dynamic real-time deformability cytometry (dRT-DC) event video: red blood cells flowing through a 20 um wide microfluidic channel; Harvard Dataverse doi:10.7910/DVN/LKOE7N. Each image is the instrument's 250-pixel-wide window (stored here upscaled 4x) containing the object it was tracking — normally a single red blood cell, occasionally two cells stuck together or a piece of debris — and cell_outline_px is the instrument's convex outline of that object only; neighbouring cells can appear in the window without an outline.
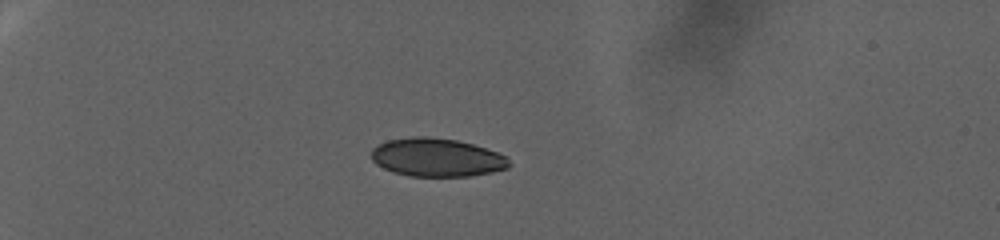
{"species": "human", "species_latin": "Homo sapiens", "temperature_condition": "warm", "stored_images_in_passage": 69, "camera_frame_rate_fps": 3000, "um_per_image_px": 0.085, "donor": {"sex": "female"}, "frame": {"image": 1, "passage_image": 1, "time_ms": 0.0, "image_size_px": [1000, 240], "cell_outline_px": [[512, 164], [508, 168], [492, 172], [472, 176], [408, 176], [384, 168], [376, 164], [372, 160], [372, 148], [388, 140], [412, 136], [428, 136], [456, 140], [472, 144], [496, 152], [504, 156]], "centroid_in_image_um": [37.12, 13.38], "position_along_channel_um": 47.9, "area_um2": 30.63}}
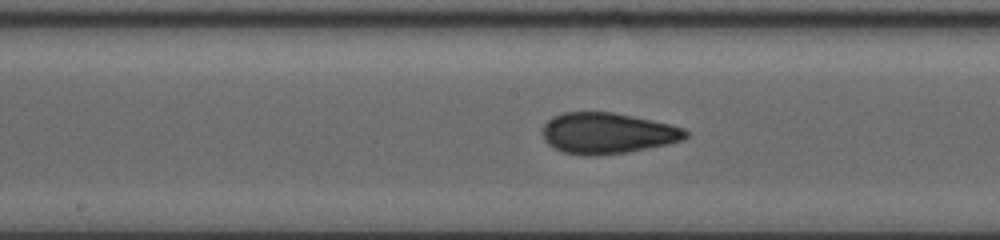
{"frame": {"image": 2, "passage_image": 29, "time_ms": 9.333, "image_size_px": [1000, 240], "cell_outline_px": [[688, 136], [684, 140], [668, 144], [628, 152], [588, 156], [564, 152], [548, 144], [544, 140], [544, 124], [552, 116], [564, 112], [612, 112], [672, 124], [684, 128], [688, 132]], "centroid_in_image_um": [51.67, 11.32], "position_along_channel_um": 196.5, "area_um2": 34.1}}
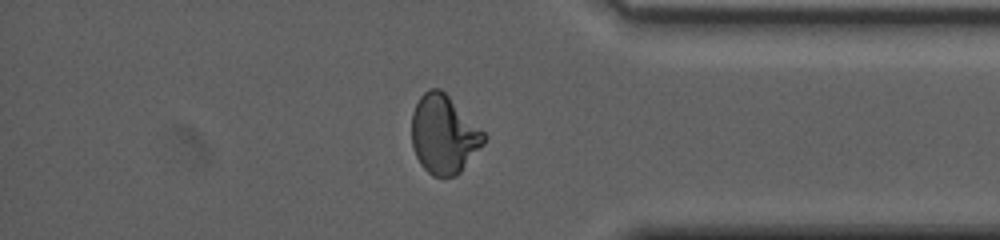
{"frame": {"image": 3, "passage_image": 57, "time_ms": 18.667, "image_size_px": [1000, 240], "cell_outline_px": [[488, 136], [484, 144], [460, 172], [456, 176], [432, 176], [420, 164], [412, 148], [412, 112], [420, 96], [428, 88], [440, 88]], "centroid_in_image_um": [37.71, 11.43], "position_along_channel_um": 397.5, "area_um2": 32.95}, "authors_computed_cell_mechanics": {"area_um2": 32.946, "velocity_mm_per_s": 2.2408, "shape_relaxation_time_tau1_ms": null, "shape_relaxation_time_tau2_ms": 1.4109, "deformation_change_tau1": null, "deformation_change_tau2": 0.0651}}